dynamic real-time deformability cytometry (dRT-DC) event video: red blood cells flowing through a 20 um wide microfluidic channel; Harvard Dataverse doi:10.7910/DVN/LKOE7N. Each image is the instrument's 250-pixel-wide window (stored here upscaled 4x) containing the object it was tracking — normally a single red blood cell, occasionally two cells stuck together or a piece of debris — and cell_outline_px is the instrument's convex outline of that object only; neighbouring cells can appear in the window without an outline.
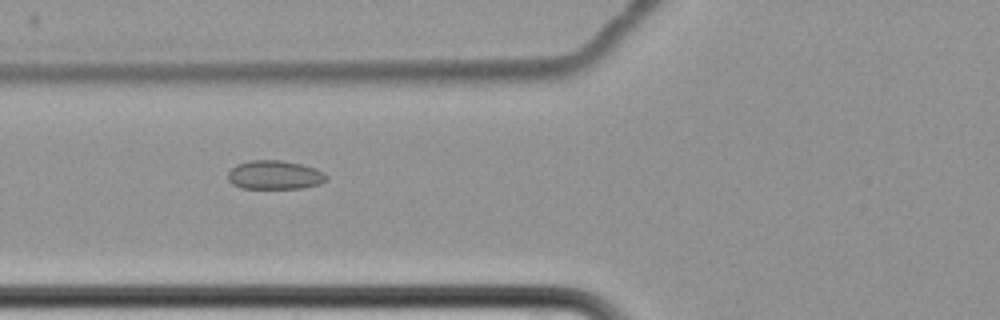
{"species": "common noctule bat (a hibernating species)", "species_latin": "Nyctalus noctula", "temperature_condition": "cold", "stored_images_in_passage": 5, "camera_frame_rate_fps": 3000, "um_per_image_px": 0.085, "animal": {"sex": "female", "body_mass_g": 22.7, "forearm_length_mm": 54.2}, "frame": {"image": 1, "passage_image": 3, "time_ms": 2.333, "image_size_px": [1000, 320], "cell_outline_px": [[328, 180], [320, 184], [304, 188], [240, 188], [232, 184], [228, 180], [228, 172], [236, 164], [248, 160], [280, 160], [300, 164], [316, 168], [324, 172], [328, 176]], "centroid_in_image_um": [23.36, 14.87], "position_along_channel_um": 102.4, "area_um2": 16.76}}
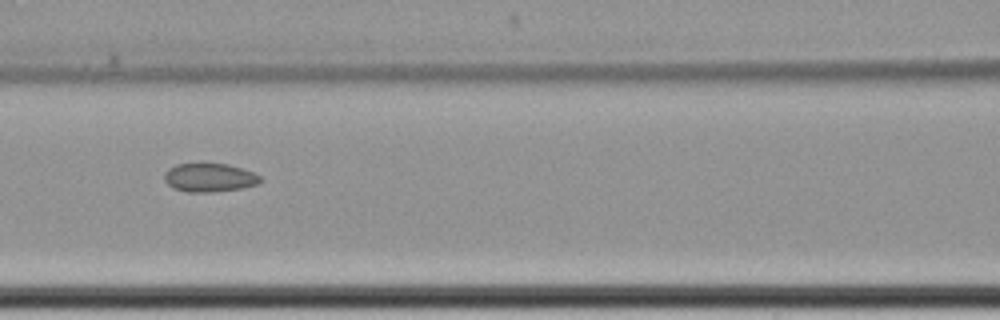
{"frame": {"image": 2, "passage_image": 4, "time_ms": 3.667, "image_size_px": [1000, 320], "cell_outline_px": [[264, 180], [256, 184], [240, 188], [208, 192], [188, 192], [172, 188], [164, 180], [164, 172], [168, 168], [176, 164], [228, 164], [252, 172], [260, 176]], "centroid_in_image_um": [17.76, 15.09], "position_along_channel_um": 148.8, "area_um2": 15.84}}
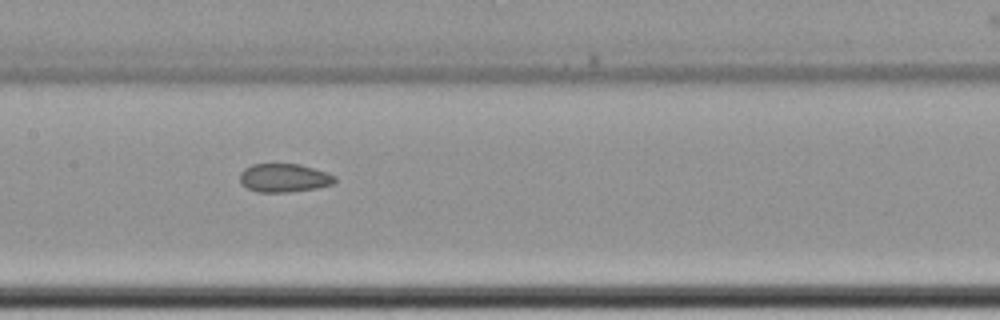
{"frame": {"image": 3, "passage_image": 5, "time_ms": 4.667, "image_size_px": [1000, 320], "cell_outline_px": [[336, 180], [332, 184], [316, 188], [288, 192], [260, 192], [248, 188], [240, 184], [240, 172], [244, 168], [252, 164], [300, 164], [328, 172], [336, 176]], "centroid_in_image_um": [24.14, 15.11], "position_along_channel_um": 183.3, "area_um2": 15.84}}